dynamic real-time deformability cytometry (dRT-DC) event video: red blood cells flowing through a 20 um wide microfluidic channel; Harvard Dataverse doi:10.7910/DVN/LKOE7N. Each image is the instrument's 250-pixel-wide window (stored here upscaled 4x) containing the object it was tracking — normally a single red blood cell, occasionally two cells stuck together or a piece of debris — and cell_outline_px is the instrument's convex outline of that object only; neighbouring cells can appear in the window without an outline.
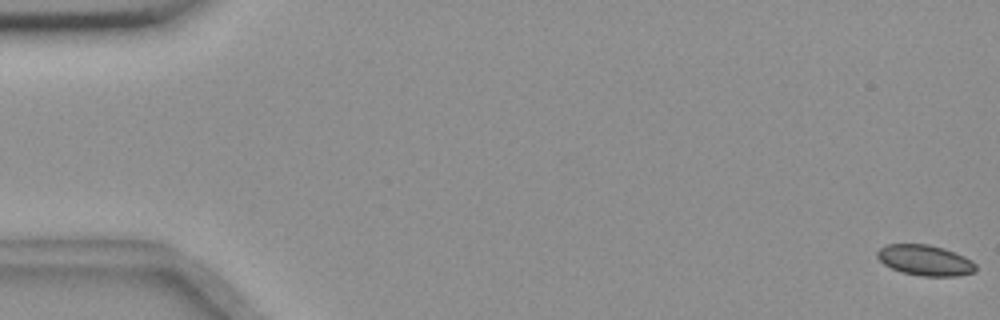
{"species": "common noctule bat (a hibernating species)", "species_latin": "Nyctalus noctula", "temperature_condition": "room temperature", "stored_images_in_passage": 7, "camera_frame_rate_fps": 3000, "um_per_image_px": 0.085, "animal": {"sex": "female", "body_mass_g": 18.4}, "frame": {"image": 1, "passage_image": 1, "time_ms": 0.0, "image_size_px": [1000, 320], "cell_outline_px": [[976, 272], [956, 276], [920, 276], [900, 272], [884, 264], [876, 256], [876, 252], [884, 244], [928, 244], [944, 248], [964, 256], [972, 260], [976, 264]], "centroid_in_image_um": [78.63, 22.12], "position_along_channel_um": 6.4, "area_um2": 17.74}}
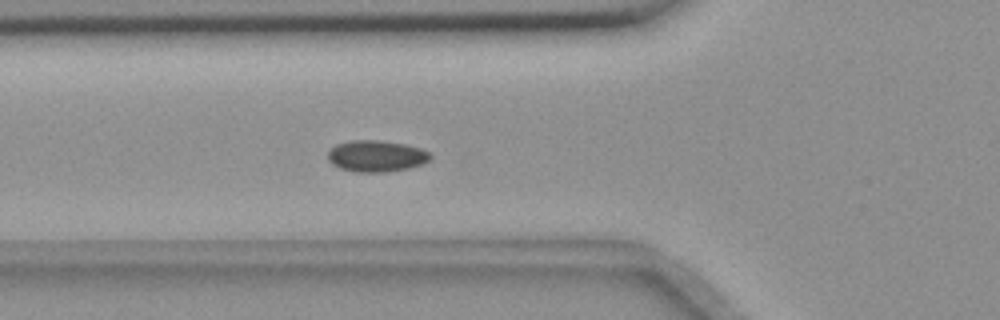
{"frame": {"image": 2, "passage_image": 7, "time_ms": 6.667, "image_size_px": [1000, 320], "cell_outline_px": [[432, 160], [408, 168], [388, 172], [356, 172], [340, 168], [332, 164], [328, 160], [328, 148], [336, 144], [352, 140], [380, 140], [404, 144], [420, 148], [428, 152], [432, 156]], "centroid_in_image_um": [31.96, 13.26], "position_along_channel_um": 93.8, "area_um2": 18.9}}